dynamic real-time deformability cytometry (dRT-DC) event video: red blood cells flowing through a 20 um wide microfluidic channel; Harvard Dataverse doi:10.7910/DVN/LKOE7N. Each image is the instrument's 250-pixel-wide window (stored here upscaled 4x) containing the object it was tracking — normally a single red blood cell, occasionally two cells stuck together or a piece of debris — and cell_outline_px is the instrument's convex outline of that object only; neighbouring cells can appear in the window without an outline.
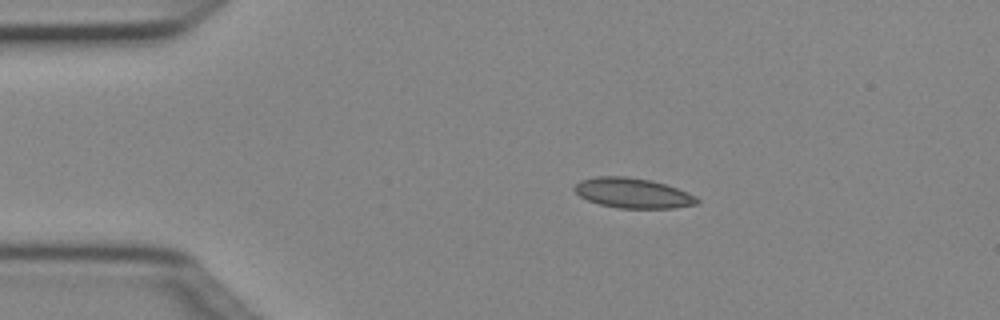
{"species": "Egyptian fruit bat (a non-hibernating species)", "species_latin": "Rousettus aegyptiacus", "temperature_condition": "cold", "stored_images_in_passage": 3, "camera_frame_rate_fps": 3000, "um_per_image_px": 0.085, "animal": {"sex": "female"}, "frame": {"image": 1, "passage_image": 2, "time_ms": 0.333, "image_size_px": [1000, 320], "cell_outline_px": [[700, 200], [696, 204], [676, 208], [620, 208], [600, 204], [588, 200], [580, 196], [572, 188], [580, 180], [596, 176], [624, 176], [652, 180], [688, 192], [696, 196]], "centroid_in_image_um": [53.79, 16.4], "position_along_channel_um": 31.2, "area_um2": 21.44}}